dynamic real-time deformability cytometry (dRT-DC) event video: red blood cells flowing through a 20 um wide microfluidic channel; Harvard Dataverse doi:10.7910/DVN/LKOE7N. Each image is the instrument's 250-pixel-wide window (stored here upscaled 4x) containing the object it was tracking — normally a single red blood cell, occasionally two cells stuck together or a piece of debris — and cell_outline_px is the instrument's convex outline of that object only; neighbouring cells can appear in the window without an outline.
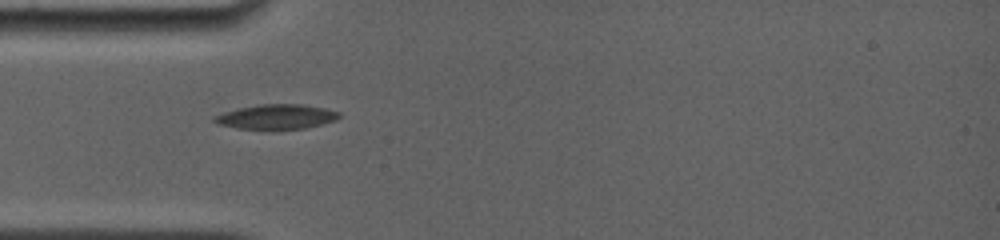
{"species": "common noctule bat (a hibernating species)", "species_latin": "Nyctalus noctula", "temperature_condition": "room temperature", "stored_images_in_passage": 5, "camera_frame_rate_fps": 4000, "um_per_image_px": 0.085, "animal": {"sex": "female", "body_mass_g": 19.0, "forearm_length_mm": 56.7}, "frame": {"image": 1, "passage_image": 2, "time_ms": 1.25, "image_size_px": [1000, 240], "cell_outline_px": [[340, 116], [336, 120], [304, 128], [236, 128], [216, 124], [212, 120], [212, 116], [224, 112], [240, 108], [260, 104], [300, 104], [324, 108], [340, 112]], "centroid_in_image_um": [23.46, 9.91], "position_along_channel_um": 61.5, "area_um2": 17.63}}
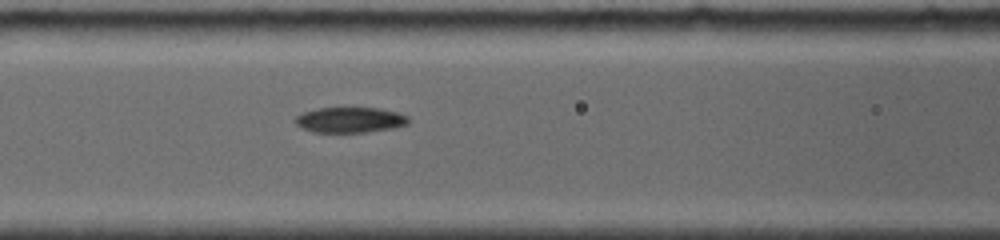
{"frame": {"image": 2, "passage_image": 4, "time_ms": 3.25, "image_size_px": [1000, 240], "cell_outline_px": [[412, 120], [408, 124], [392, 128], [364, 132], [312, 132], [296, 124], [292, 120], [296, 116], [304, 112], [320, 108], [380, 108], [396, 112], [408, 116]], "centroid_in_image_um": [29.77, 10.19], "position_along_channel_um": 136.8, "area_um2": 16.76}}
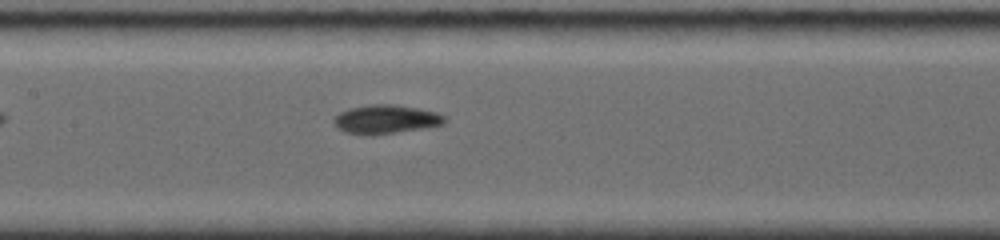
{"frame": {"image": 3, "passage_image": 5, "time_ms": 4.25, "image_size_px": [1000, 240], "cell_outline_px": [[448, 120], [444, 124], [424, 128], [396, 132], [344, 132], [336, 128], [332, 124], [332, 120], [340, 112], [348, 108], [372, 104], [392, 104], [416, 108], [436, 112], [444, 116]], "centroid_in_image_um": [32.8, 10.1], "position_along_channel_um": 174.6, "area_um2": 18.03}}